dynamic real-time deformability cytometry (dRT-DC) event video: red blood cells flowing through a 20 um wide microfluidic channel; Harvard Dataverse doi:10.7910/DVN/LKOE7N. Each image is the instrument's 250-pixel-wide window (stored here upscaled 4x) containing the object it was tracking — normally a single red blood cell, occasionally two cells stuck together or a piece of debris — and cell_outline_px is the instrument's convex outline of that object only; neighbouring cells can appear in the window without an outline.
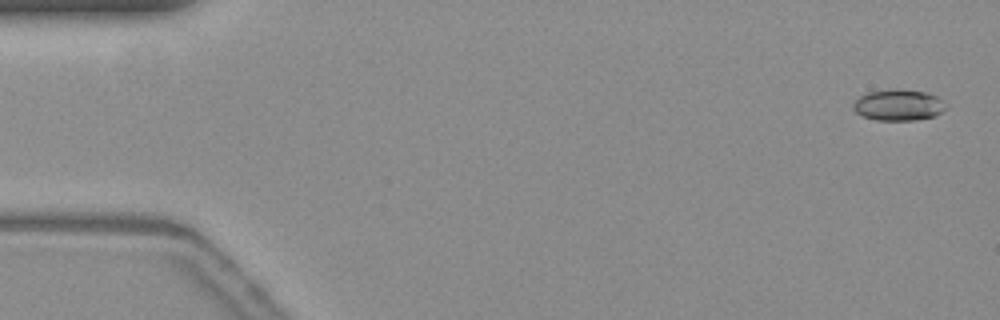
{"species": "common noctule bat (a hibernating species)", "species_latin": "Nyctalus noctula", "temperature_condition": "warm", "stored_images_in_passage": 55, "camera_frame_rate_fps": 3000, "um_per_image_px": 0.085, "animal": {"sex": "female", "body_mass_g": 19.3, "forearm_length_mm": 54.1}, "frame": {"image": 1, "passage_image": 2, "time_ms": 0.333, "image_size_px": [1000, 320], "cell_outline_px": [[944, 108], [940, 112], [932, 116], [916, 120], [876, 120], [864, 116], [856, 112], [852, 108], [852, 104], [860, 96], [868, 92], [892, 88], [896, 88], [928, 92], [936, 96], [940, 100]], "centroid_in_image_um": [76.3, 8.91], "position_along_channel_um": 8.7, "area_um2": 16.65}}
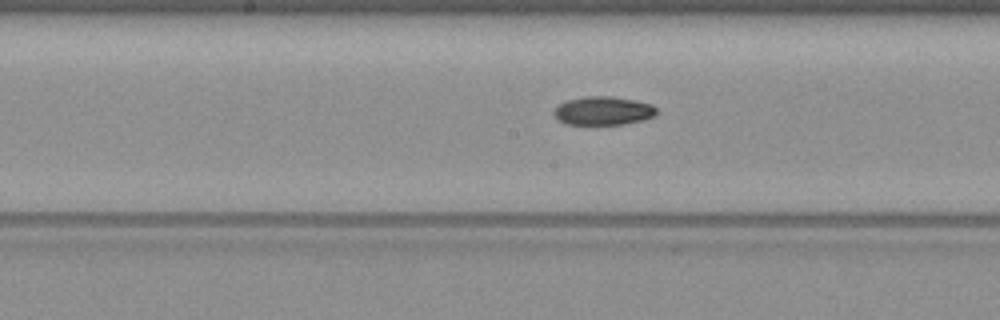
{"frame": {"image": 2, "passage_image": 28, "time_ms": 9.0, "image_size_px": [1000, 320], "cell_outline_px": [[656, 116], [644, 120], [624, 124], [564, 124], [552, 112], [560, 104], [568, 100], [584, 96], [608, 96], [636, 100], [652, 104], [656, 108]], "centroid_in_image_um": [51.31, 9.41], "position_along_channel_um": 196.9, "area_um2": 17.05}}
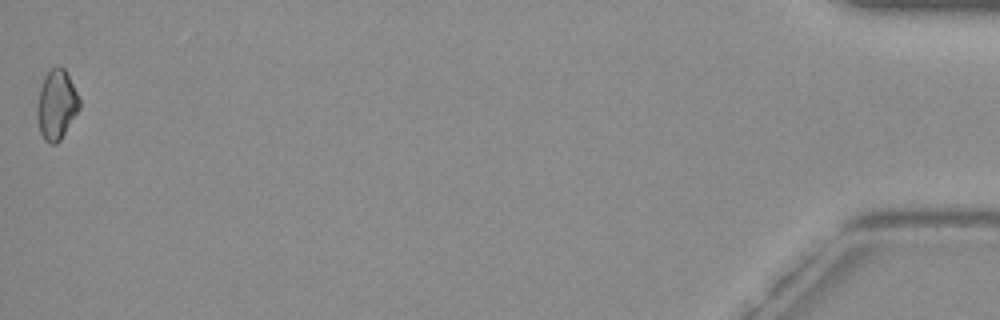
{"frame": {"image": 3, "passage_image": 55, "time_ms": 18.0, "image_size_px": [1000, 320], "cell_outline_px": [[80, 108], [60, 140], [56, 144], [48, 144], [44, 140], [40, 132], [36, 112], [36, 108], [40, 88], [44, 76], [56, 64], [60, 64], [64, 68], [80, 96]], "centroid_in_image_um": [4.81, 8.88], "position_along_channel_um": 430.4, "area_um2": 17.4}, "authors_computed_cell_mechanics": {"area_um2": 16.7042, "velocity_mm_per_s": 3.7588, "shape_relaxation_time_tau1_ms": 7.4315, "shape_relaxation_time_tau2_ms": null, "deformation_change_tau1": 0.1608, "deformation_change_tau2": null}}